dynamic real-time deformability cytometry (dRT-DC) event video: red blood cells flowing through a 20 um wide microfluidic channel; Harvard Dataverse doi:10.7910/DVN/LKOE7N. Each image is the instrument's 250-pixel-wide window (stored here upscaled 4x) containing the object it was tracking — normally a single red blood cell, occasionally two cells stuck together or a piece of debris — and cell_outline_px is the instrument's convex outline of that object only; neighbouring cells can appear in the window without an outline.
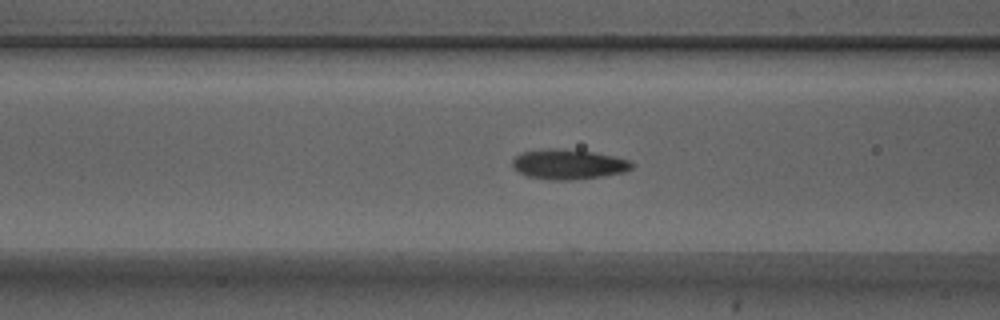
{"species": "Egyptian fruit bat (a non-hibernating species)", "species_latin": "Rousettus aegyptiacus", "temperature_condition": "warm", "stored_images_in_passage": 43, "camera_frame_rate_fps": 3000, "um_per_image_px": 0.085, "animal": {"sex": "male"}, "frame": {"image": 1, "passage_image": 10, "time_ms": 3.0, "image_size_px": [1000, 320], "cell_outline_px": [[636, 164], [632, 168], [624, 172], [604, 176], [572, 180], [552, 180], [524, 176], [512, 168], [512, 160], [516, 156], [524, 152], [552, 148], [556, 148], [592, 152], [616, 156], [628, 160]], "centroid_in_image_um": [48.32, 13.98], "position_along_channel_um": 118.3, "area_um2": 20.98}}
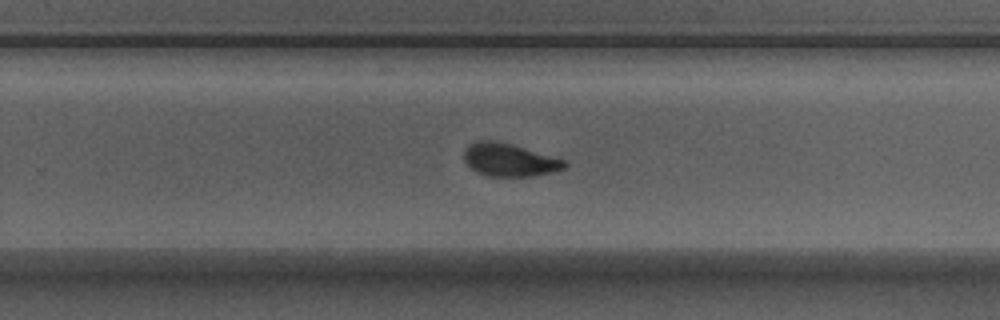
{"frame": {"image": 2, "passage_image": 23, "time_ms": 7.333, "image_size_px": [1000, 320], "cell_outline_px": [[568, 164], [564, 168], [552, 172], [532, 176], [488, 176], [476, 172], [464, 160], [464, 148], [468, 144], [476, 140], [488, 140], [512, 144], [568, 160]], "centroid_in_image_um": [43.31, 13.58], "position_along_channel_um": 286.5, "area_um2": 19.42}}
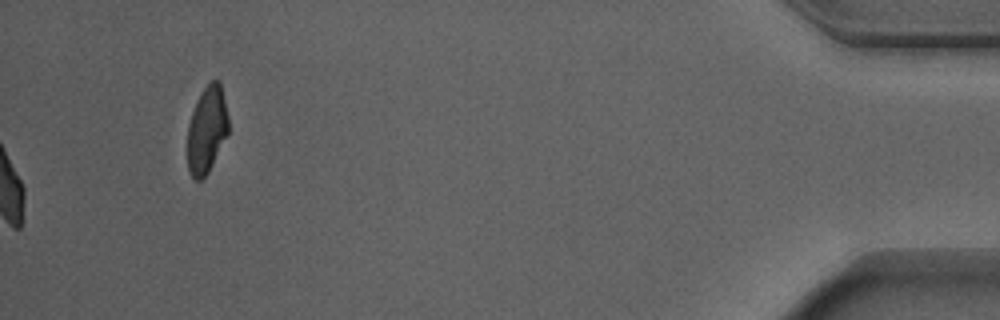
{"frame": {"image": 3, "passage_image": 43, "time_ms": 14.0, "image_size_px": [1000, 320], "cell_outline_px": [[228, 132], [208, 172], [200, 180], [196, 180], [192, 176], [188, 168], [188, 124], [192, 112], [200, 92], [212, 80], [220, 80], [228, 116]], "centroid_in_image_um": [17.58, 10.99], "position_along_channel_um": 417.6, "area_um2": 20.4}, "authors_computed_cell_mechanics": {"area_um2": 19.8832, "velocity_mm_per_s": 3.8886, "shape_relaxation_time_tau1_ms": 2.7603, "shape_relaxation_time_tau2_ms": 1.4999, "deformation_change_tau1": 0.113, "deformation_change_tau2": 0.066}}